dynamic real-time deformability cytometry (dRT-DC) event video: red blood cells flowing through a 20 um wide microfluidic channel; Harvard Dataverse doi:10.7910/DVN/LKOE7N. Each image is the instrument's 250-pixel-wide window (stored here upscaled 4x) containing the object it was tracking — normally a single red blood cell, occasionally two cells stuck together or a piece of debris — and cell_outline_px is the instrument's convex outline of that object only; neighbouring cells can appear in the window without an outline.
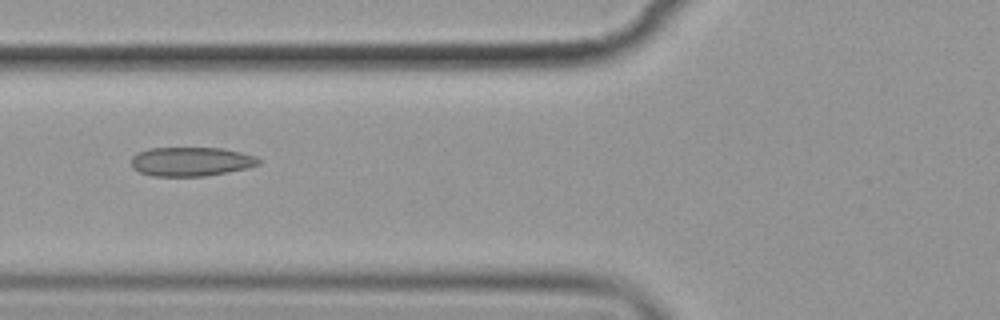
{"species": "common noctule bat (a hibernating species)", "species_latin": "Nyctalus noctula", "temperature_condition": "cold", "stored_images_in_passage": 4, "camera_frame_rate_fps": 3000, "um_per_image_px": 0.085, "animal": {"sex": "female", "body_mass_g": 19.9}, "frame": {"image": 1, "passage_image": 2, "time_ms": 1.333, "image_size_px": [1000, 320], "cell_outline_px": [[260, 164], [248, 168], [204, 176], [152, 176], [140, 172], [132, 168], [132, 156], [148, 148], [224, 148], [256, 156], [260, 160]], "centroid_in_image_um": [16.25, 13.73], "position_along_channel_um": 109.6, "area_um2": 21.56}}
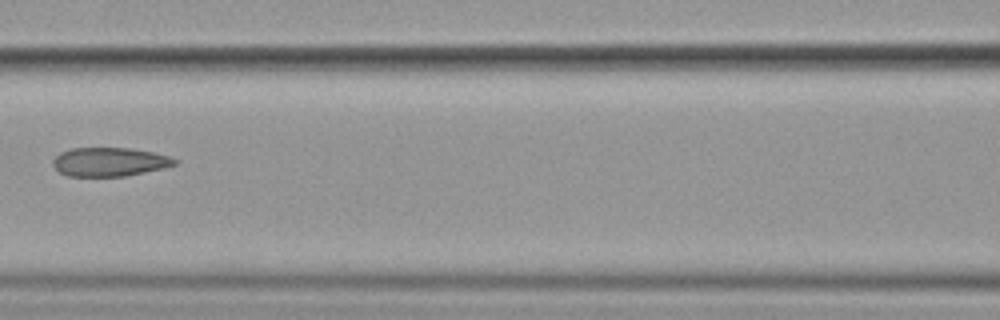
{"frame": {"image": 2, "passage_image": 3, "time_ms": 2.667, "image_size_px": [1000, 320], "cell_outline_px": [[180, 160], [176, 164], [164, 168], [124, 176], [68, 176], [60, 172], [52, 164], [52, 160], [60, 152], [72, 148], [128, 148], [152, 152], [168, 156]], "centroid_in_image_um": [9.31, 13.76], "position_along_channel_um": 157.3, "area_um2": 20.35}}
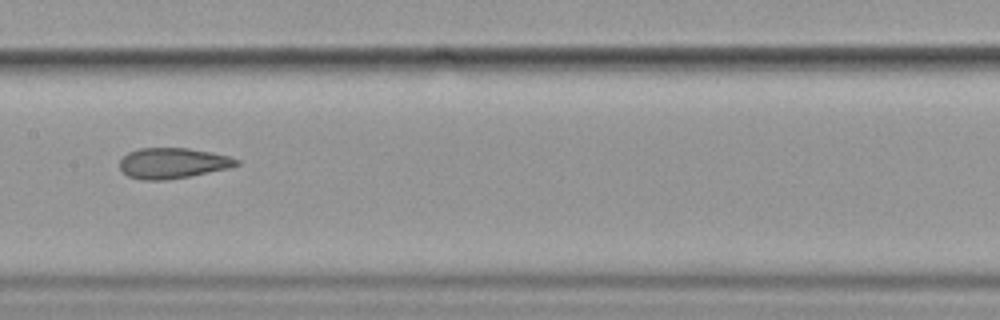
{"frame": {"image": 3, "passage_image": 4, "time_ms": 3.667, "image_size_px": [1000, 320], "cell_outline_px": [[240, 164], [232, 168], [188, 176], [164, 180], [140, 180], [128, 176], [120, 168], [120, 160], [128, 152], [140, 148], [188, 148], [212, 152], [228, 156], [240, 160]], "centroid_in_image_um": [14.71, 13.86], "position_along_channel_um": 192.7, "area_um2": 20.87}}